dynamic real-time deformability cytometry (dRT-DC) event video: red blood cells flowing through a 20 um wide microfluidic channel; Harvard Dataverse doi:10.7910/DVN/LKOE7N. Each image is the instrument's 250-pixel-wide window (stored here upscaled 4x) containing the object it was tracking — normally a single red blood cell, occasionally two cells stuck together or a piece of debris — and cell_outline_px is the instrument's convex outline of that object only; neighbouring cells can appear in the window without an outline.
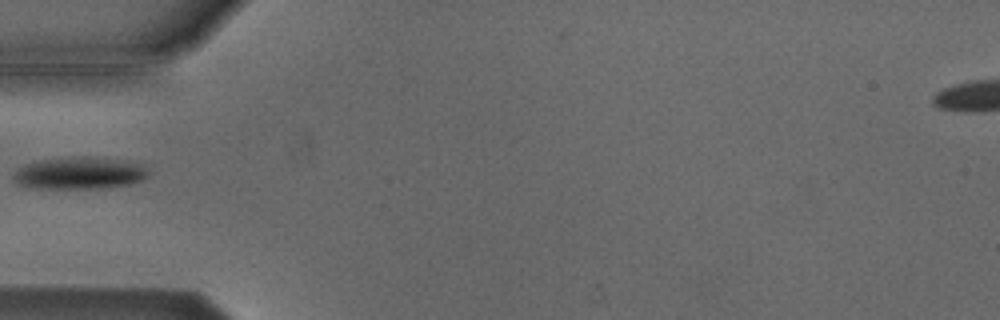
{"species": "Egyptian fruit bat (a non-hibernating species)", "species_latin": "Rousettus aegyptiacus", "temperature_condition": "cold", "stored_images_in_passage": 2, "camera_frame_rate_fps": 3000, "um_per_image_px": 0.085, "animal": {"sex": "male"}, "frame": {"image": 1, "passage_image": 2, "time_ms": 1.0, "image_size_px": [1000, 320], "cell_outline_px": [[148, 176], [144, 180], [132, 184], [96, 188], [40, 188], [20, 184], [12, 176], [24, 164], [44, 160], [72, 156], [88, 156], [128, 160], [144, 164], [148, 172]], "centroid_in_image_um": [6.87, 14.69], "position_along_channel_um": 78.1, "area_um2": 25.26}}